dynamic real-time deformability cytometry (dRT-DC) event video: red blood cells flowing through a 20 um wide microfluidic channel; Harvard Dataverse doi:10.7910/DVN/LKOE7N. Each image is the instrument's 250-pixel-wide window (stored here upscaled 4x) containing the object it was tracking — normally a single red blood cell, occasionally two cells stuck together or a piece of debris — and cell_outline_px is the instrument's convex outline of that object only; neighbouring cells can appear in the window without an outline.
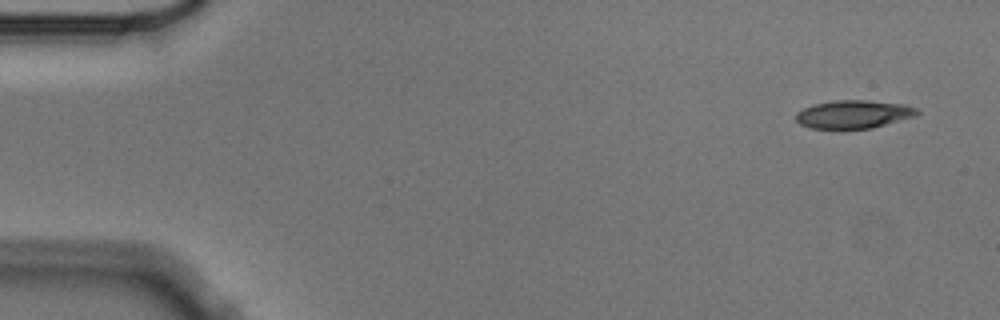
{"species": "Egyptian fruit bat (a non-hibernating species)", "species_latin": "Rousettus aegyptiacus", "temperature_condition": "cold", "stored_images_in_passage": 8, "camera_frame_rate_fps": 3000, "um_per_image_px": 0.085, "animal": {"sex": "male"}, "frame": {"image": 1, "passage_image": 1, "time_ms": 0.0, "image_size_px": [1000, 320], "cell_outline_px": [[920, 112], [916, 116], [872, 128], [808, 128], [800, 124], [796, 120], [796, 112], [804, 108], [816, 104], [836, 100], [868, 100], [904, 104], [916, 108]], "centroid_in_image_um": [72.57, 9.71], "position_along_channel_um": 12.4, "area_um2": 19.77}}
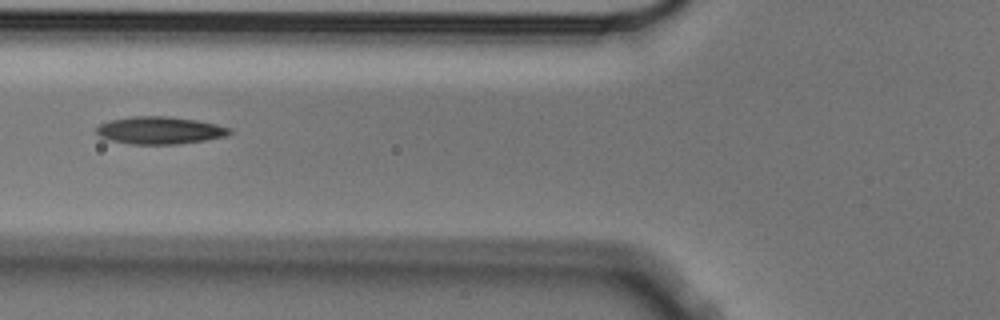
{"frame": {"image": 2, "passage_image": 6, "time_ms": 1.667, "image_size_px": [1000, 320], "cell_outline_px": [[232, 132], [224, 136], [204, 140], [176, 144], [132, 144], [112, 140], [100, 136], [96, 132], [96, 128], [100, 124], [112, 120], [132, 116], [168, 116], [196, 120], [216, 124], [232, 128]], "centroid_in_image_um": [13.6, 11.07], "position_along_channel_um": 112.2, "area_um2": 21.04}}
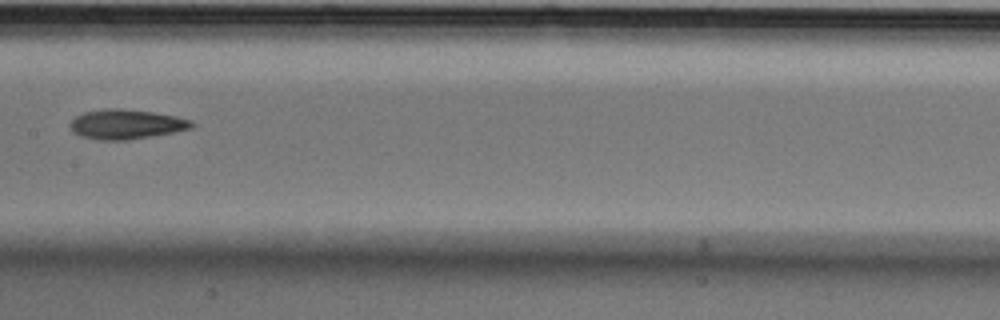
{"frame": {"image": 3, "passage_image": 8, "time_ms": 2.333, "image_size_px": [1000, 320], "cell_outline_px": [[196, 124], [192, 128], [172, 132], [128, 140], [100, 140], [80, 136], [72, 132], [68, 124], [76, 116], [84, 112], [104, 108], [120, 108], [152, 112], [176, 116], [192, 120]], "centroid_in_image_um": [10.7, 10.55], "position_along_channel_um": 196.7, "area_um2": 21.1}}